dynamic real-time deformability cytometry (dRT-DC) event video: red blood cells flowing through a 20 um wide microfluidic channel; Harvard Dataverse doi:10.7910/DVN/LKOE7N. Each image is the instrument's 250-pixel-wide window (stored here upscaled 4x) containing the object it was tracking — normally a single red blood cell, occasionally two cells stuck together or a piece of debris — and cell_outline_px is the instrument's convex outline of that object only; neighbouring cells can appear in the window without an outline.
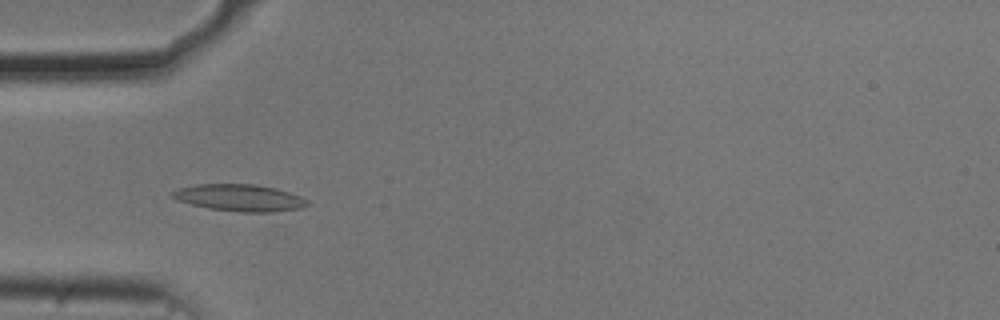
{"species": "common noctule bat (a hibernating species)", "species_latin": "Nyctalus noctula", "temperature_condition": "cold", "stored_images_in_passage": 53, "camera_frame_rate_fps": 3000, "um_per_image_px": 0.085, "animal": {"sex": "male", "body_mass_g": 20.5, "forearm_length_mm": 52.5}, "frame": {"image": 1, "passage_image": 16, "time_ms": 5.0, "image_size_px": [1000, 320], "cell_outline_px": [[308, 204], [300, 208], [272, 212], [240, 212], [208, 208], [176, 200], [168, 196], [168, 192], [176, 188], [196, 184], [252, 184], [276, 188], [300, 196], [308, 200]], "centroid_in_image_um": [20.27, 16.8], "position_along_channel_um": 64.7, "area_um2": 21.27}}
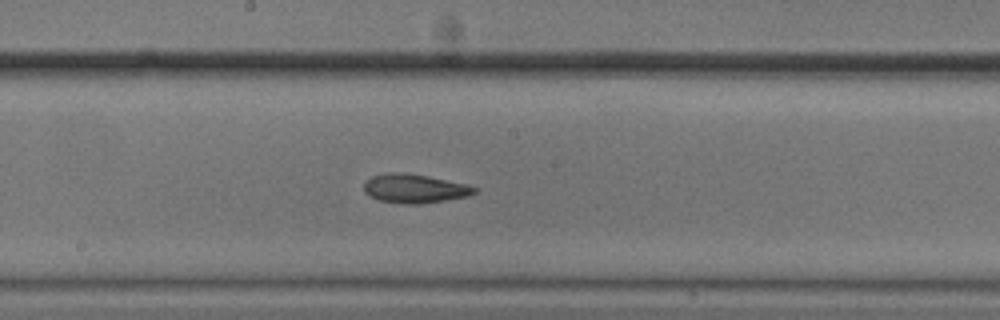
{"frame": {"image": 2, "passage_image": 28, "time_ms": 9.0, "image_size_px": [1000, 320], "cell_outline_px": [[480, 188], [476, 192], [468, 196], [444, 200], [416, 204], [404, 204], [380, 200], [368, 196], [364, 192], [364, 180], [372, 176], [384, 172], [392, 172], [428, 176], [468, 184]], "centroid_in_image_um": [35.23, 16.02], "position_along_channel_um": 213.0, "area_um2": 18.67}}
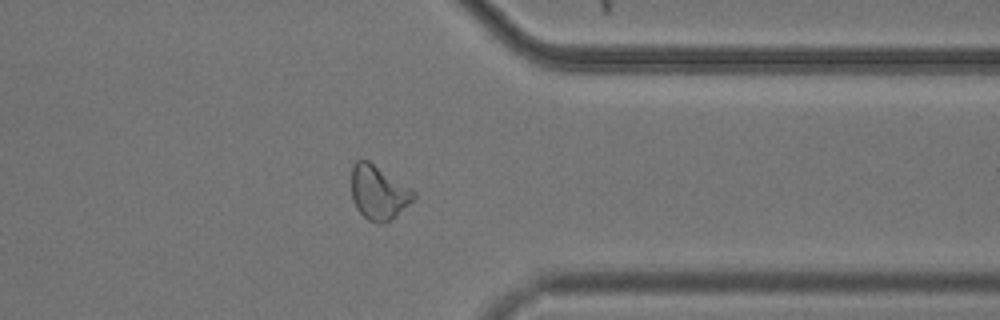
{"frame": {"image": 3, "passage_image": 42, "time_ms": 13.667, "image_size_px": [1000, 320], "cell_outline_px": [[416, 196], [392, 220], [384, 224], [380, 224], [368, 220], [356, 208], [352, 200], [352, 168], [356, 160], [368, 160], [412, 188], [416, 192]], "centroid_in_image_um": [32.18, 16.37], "position_along_channel_um": 379.2, "area_um2": 19.65}, "authors_computed_cell_mechanics": {"area_um2": 19.4786, "velocity_mm_per_s": 3.6988, "shape_relaxation_time_tau1_ms": 5.0838, "shape_relaxation_time_tau2_ms": 3.8161, "deformation_change_tau1": 0.1529, "deformation_change_tau2": 0.1136}}